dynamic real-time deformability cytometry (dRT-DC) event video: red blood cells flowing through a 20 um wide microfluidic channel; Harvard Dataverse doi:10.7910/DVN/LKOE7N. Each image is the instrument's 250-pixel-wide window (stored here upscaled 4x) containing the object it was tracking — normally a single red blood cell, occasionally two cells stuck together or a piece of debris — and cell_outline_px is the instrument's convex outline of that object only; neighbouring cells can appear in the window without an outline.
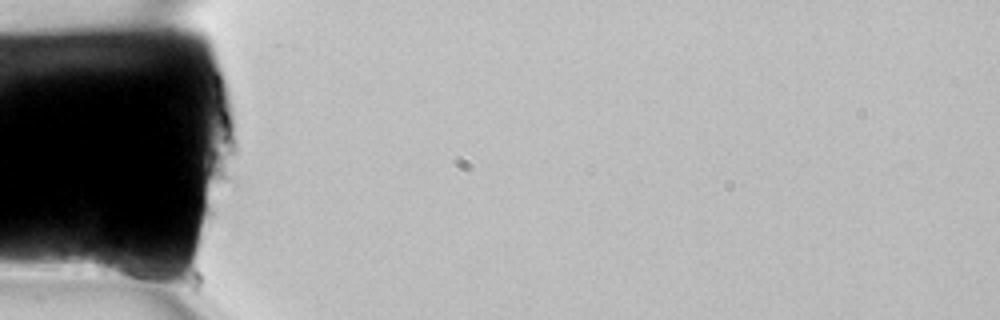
{"species": "common noctule bat (a hibernating species)", "species_latin": "Nyctalus noctula", "temperature_condition": "room temperature", "stored_images_in_passage": 3, "camera_frame_rate_fps": 3000, "um_per_image_px": 0.085, "animal": {"sex": "female", "body_mass_g": 22.7, "forearm_length_mm": 54.2}, "frame": {"image": 1, "passage_image": 1, "time_ms": 0.0, "image_size_px": [1000, 320], "cell_outline_px": [[164, 276], [160, 288], [156, 288], [96, 272], [96, 252], [100, 248], [160, 268]], "centroid_in_image_um": [10.89, 22.86], "position_along_channel_um": 74.1, "area_um2": 10.92}}